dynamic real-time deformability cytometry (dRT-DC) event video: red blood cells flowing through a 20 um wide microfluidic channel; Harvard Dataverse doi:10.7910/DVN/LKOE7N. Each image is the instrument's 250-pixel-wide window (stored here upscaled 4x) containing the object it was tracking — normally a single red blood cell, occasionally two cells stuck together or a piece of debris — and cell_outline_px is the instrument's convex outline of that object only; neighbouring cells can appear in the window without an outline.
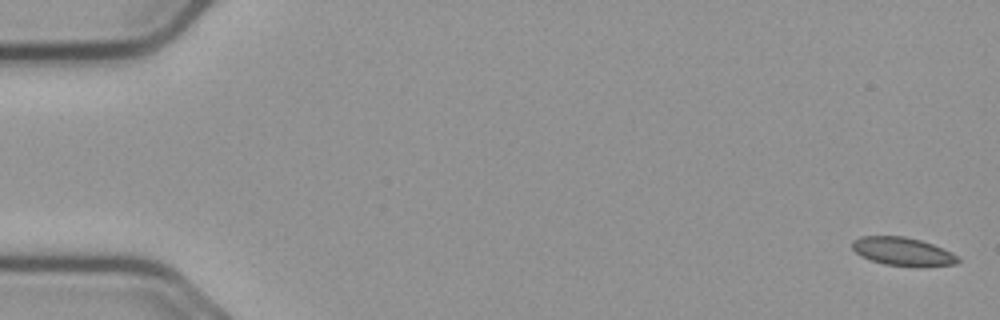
{"species": "common noctule bat (a hibernating species)", "species_latin": "Nyctalus noctula", "temperature_condition": "cold", "stored_images_in_passage": 55, "camera_frame_rate_fps": 3000, "um_per_image_px": 0.085, "animal": {"sex": "male", "body_mass_g": 23.1, "forearm_length_mm": 52.7}, "frame": {"image": 1, "passage_image": 1, "time_ms": 0.0, "image_size_px": [1000, 320], "cell_outline_px": [[960, 260], [956, 264], [884, 264], [860, 256], [852, 248], [852, 240], [860, 236], [904, 236], [920, 240], [932, 244], [952, 252]], "centroid_in_image_um": [76.65, 21.32], "position_along_channel_um": 8.4, "area_um2": 16.65}}
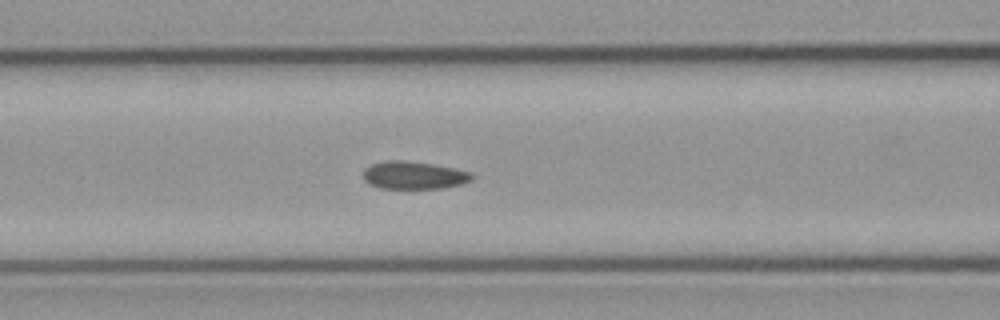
{"frame": {"image": 2, "passage_image": 23, "time_ms": 7.333, "image_size_px": [1000, 320], "cell_outline_px": [[472, 180], [464, 184], [444, 188], [380, 188], [368, 184], [364, 180], [364, 168], [372, 164], [388, 160], [404, 160], [432, 164], [472, 172]], "centroid_in_image_um": [35.18, 14.9], "position_along_channel_um": 131.4, "area_um2": 17.57}}
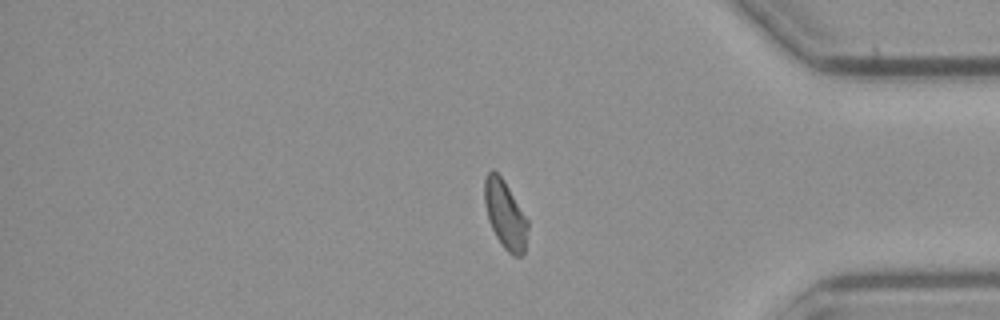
{"frame": {"image": 3, "passage_image": 46, "time_ms": 15.0, "image_size_px": [1000, 320], "cell_outline_px": [[528, 228], [524, 256], [512, 256], [504, 248], [496, 236], [488, 220], [484, 204], [484, 180], [488, 172], [492, 168], [504, 180], [528, 220]], "centroid_in_image_um": [42.94, 18.25], "position_along_channel_um": 392.3, "area_um2": 17.28}, "authors_computed_cell_mechanics": {"area_um2": 17.7446, "velocity_mm_per_s": 3.7175, "shape_relaxation_time_tau1_ms": null, "shape_relaxation_time_tau2_ms": 2.1077, "deformation_change_tau1": null, "deformation_change_tau2": 0.0467}}